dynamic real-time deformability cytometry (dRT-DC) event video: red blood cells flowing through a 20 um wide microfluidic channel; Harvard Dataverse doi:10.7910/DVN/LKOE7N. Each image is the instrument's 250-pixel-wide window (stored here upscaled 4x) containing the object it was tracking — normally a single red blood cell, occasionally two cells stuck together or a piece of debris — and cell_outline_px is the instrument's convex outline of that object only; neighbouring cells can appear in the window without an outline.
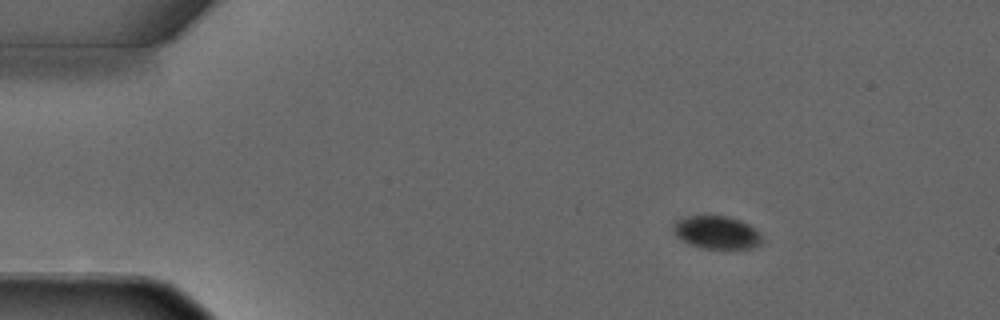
{"species": "common noctule bat (a hibernating species)", "species_latin": "Nyctalus noctula", "temperature_condition": "warm", "stored_images_in_passage": 5, "camera_frame_rate_fps": 3000, "um_per_image_px": 0.085, "animal": {"sex": "male", "forearm_length_mm": 52.5}, "frame": {"image": 1, "passage_image": 2, "time_ms": 1.0, "image_size_px": [1000, 320], "cell_outline_px": [[764, 240], [760, 244], [752, 248], [704, 248], [688, 244], [676, 236], [672, 228], [672, 224], [676, 220], [688, 216], [728, 216], [740, 220], [748, 224]], "centroid_in_image_um": [60.87, 19.75], "position_along_channel_um": 24.1, "area_um2": 16.88}}
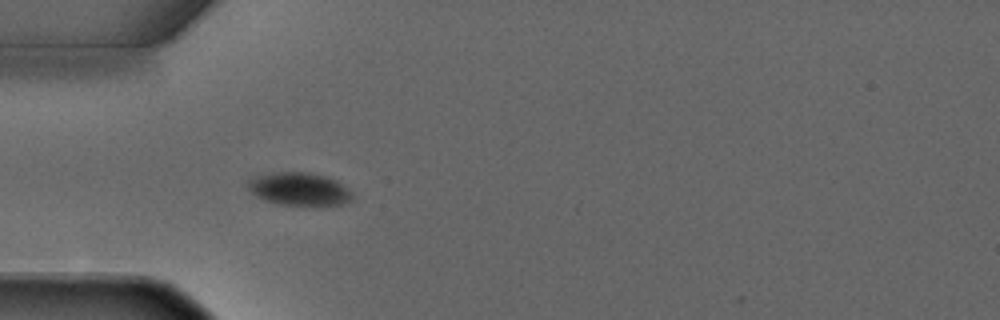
{"frame": {"image": 2, "passage_image": 4, "time_ms": 3.333, "image_size_px": [1000, 320], "cell_outline_px": [[352, 200], [340, 204], [280, 204], [264, 200], [256, 196], [248, 188], [248, 180], [252, 176], [272, 172], [308, 172], [324, 176], [336, 180], [348, 188], [352, 192]], "centroid_in_image_um": [25.4, 16.04], "position_along_channel_um": 59.6, "area_um2": 19.83}}
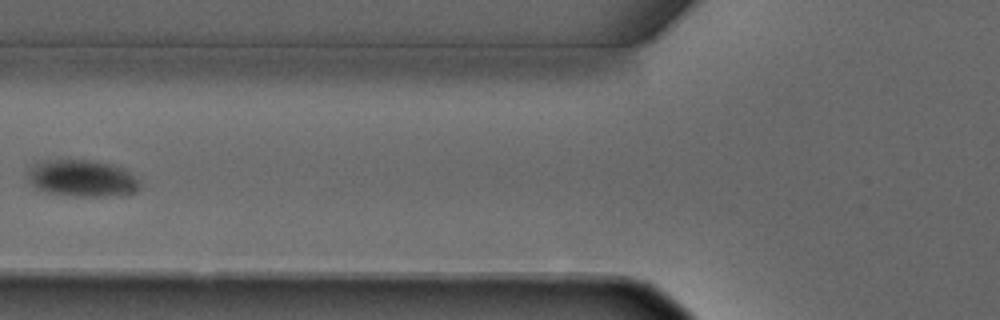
{"frame": {"image": 3, "passage_image": 5, "time_ms": 4.667, "image_size_px": [1000, 320], "cell_outline_px": [[140, 188], [136, 192], [124, 196], [72, 196], [48, 192], [36, 188], [32, 184], [28, 176], [28, 172], [32, 164], [36, 160], [92, 160], [112, 164], [128, 172], [140, 180]], "centroid_in_image_um": [6.99, 15.16], "position_along_channel_um": 118.8, "area_um2": 24.28}}